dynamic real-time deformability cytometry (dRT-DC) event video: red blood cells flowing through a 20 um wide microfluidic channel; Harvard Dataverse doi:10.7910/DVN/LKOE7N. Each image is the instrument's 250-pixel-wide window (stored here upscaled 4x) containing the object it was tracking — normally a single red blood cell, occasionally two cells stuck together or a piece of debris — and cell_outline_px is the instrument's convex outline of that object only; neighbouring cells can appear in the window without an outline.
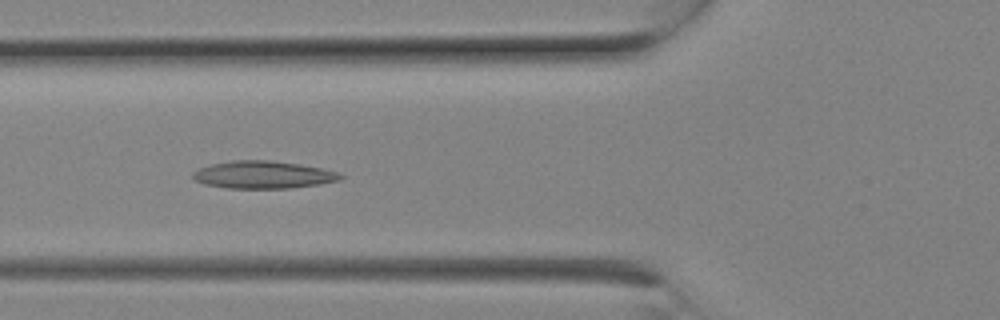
{"species": "Egyptian fruit bat (a non-hibernating species)", "species_latin": "Rousettus aegyptiacus", "temperature_condition": "room temperature", "stored_images_in_passage": 6, "camera_frame_rate_fps": 3000, "um_per_image_px": 0.085, "animal": {"sex": "female"}, "frame": {"image": 1, "passage_image": 5, "time_ms": 1.333, "image_size_px": [1000, 320], "cell_outline_px": [[344, 176], [340, 180], [320, 184], [288, 188], [228, 188], [204, 184], [196, 180], [192, 176], [192, 172], [200, 168], [212, 164], [232, 160], [268, 160], [300, 164], [324, 168], [340, 172]], "centroid_in_image_um": [22.41, 14.85], "position_along_channel_um": 103.4, "area_um2": 23.7}}
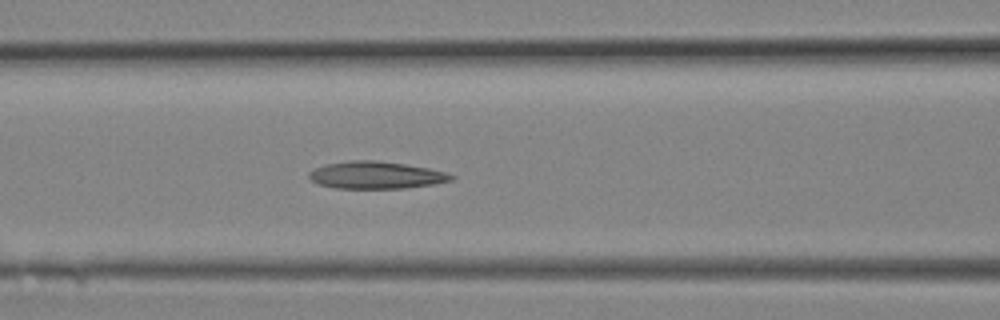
{"frame": {"image": 2, "passage_image": 6, "time_ms": 1.667, "image_size_px": [1000, 320], "cell_outline_px": [[456, 176], [452, 180], [436, 184], [408, 188], [336, 188], [320, 184], [312, 180], [308, 176], [308, 172], [316, 168], [328, 164], [348, 160], [376, 160], [404, 164], [428, 168], [444, 172]], "centroid_in_image_um": [31.99, 14.89], "position_along_channel_um": 134.6, "area_um2": 22.48}}